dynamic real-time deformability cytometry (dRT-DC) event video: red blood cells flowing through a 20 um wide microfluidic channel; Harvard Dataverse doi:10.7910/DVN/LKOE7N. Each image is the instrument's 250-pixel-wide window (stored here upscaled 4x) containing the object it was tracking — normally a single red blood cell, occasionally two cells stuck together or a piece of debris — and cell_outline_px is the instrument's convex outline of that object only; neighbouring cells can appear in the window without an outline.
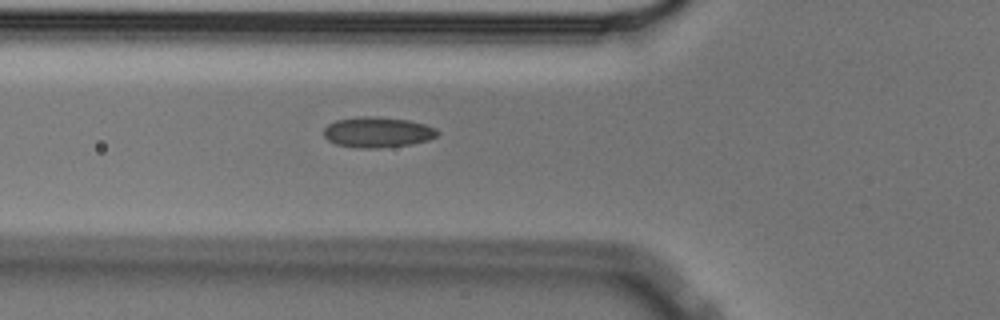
{"species": "Egyptian fruit bat (a non-hibernating species)", "species_latin": "Rousettus aegyptiacus", "temperature_condition": "cold", "stored_images_in_passage": 39, "camera_frame_rate_fps": 3000, "um_per_image_px": 0.085, "animal": {"sex": "male"}, "frame": {"image": 1, "passage_image": 3, "time_ms": 0.667, "image_size_px": [1000, 320], "cell_outline_px": [[440, 132], [436, 136], [428, 140], [412, 144], [380, 148], [356, 148], [336, 144], [328, 140], [324, 136], [324, 128], [328, 124], [336, 120], [364, 116], [376, 116], [408, 120], [424, 124], [436, 128]], "centroid_in_image_um": [32.09, 11.24], "position_along_channel_um": 93.7, "area_um2": 20.29}}
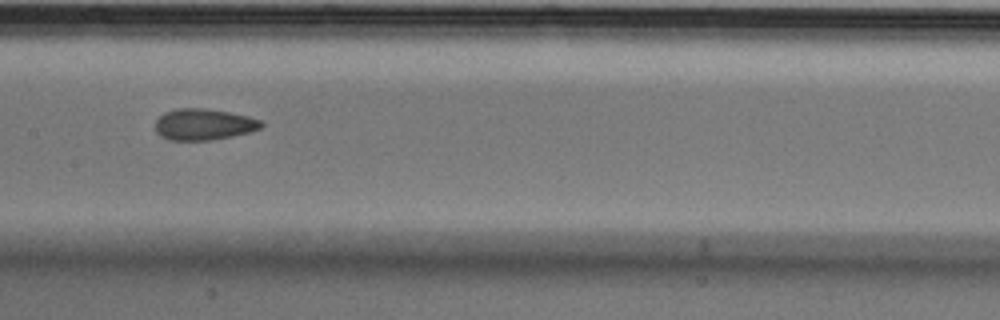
{"frame": {"image": 2, "passage_image": 11, "time_ms": 3.333, "image_size_px": [1000, 320], "cell_outline_px": [[264, 124], [260, 128], [248, 132], [232, 136], [212, 140], [168, 140], [160, 136], [156, 132], [156, 120], [164, 112], [176, 108], [204, 108], [228, 112], [248, 116], [260, 120]], "centroid_in_image_um": [17.28, 10.57], "position_along_channel_um": 190.1, "area_um2": 19.31}}
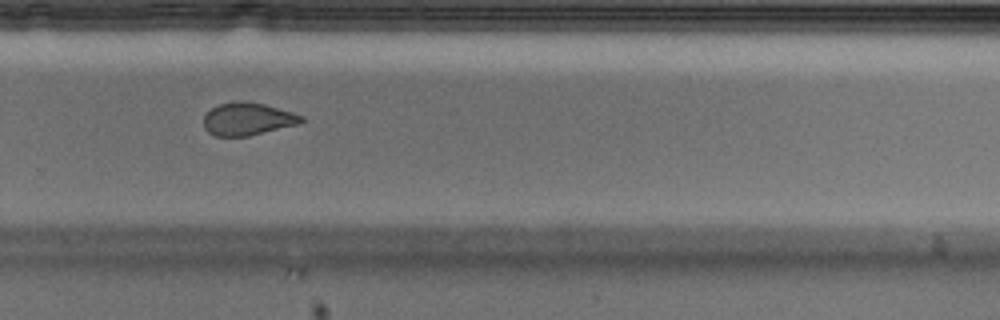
{"frame": {"image": 3, "passage_image": 21, "time_ms": 6.667, "image_size_px": [1000, 320], "cell_outline_px": [[304, 120], [300, 124], [248, 136], [216, 136], [208, 132], [204, 128], [204, 116], [212, 108], [220, 104], [264, 104], [292, 112], [304, 116]], "centroid_in_image_um": [21.09, 10.17], "position_along_channel_um": 308.7, "area_um2": 17.92}, "authors_computed_cell_mechanics": {"area_um2": 19.4786, "velocity_mm_per_s": 3.5863, "shape_relaxation_time_tau1_ms": null, "shape_relaxation_time_tau2_ms": 2.0475, "deformation_change_tau1": null, "deformation_change_tau2": 0.0754}}